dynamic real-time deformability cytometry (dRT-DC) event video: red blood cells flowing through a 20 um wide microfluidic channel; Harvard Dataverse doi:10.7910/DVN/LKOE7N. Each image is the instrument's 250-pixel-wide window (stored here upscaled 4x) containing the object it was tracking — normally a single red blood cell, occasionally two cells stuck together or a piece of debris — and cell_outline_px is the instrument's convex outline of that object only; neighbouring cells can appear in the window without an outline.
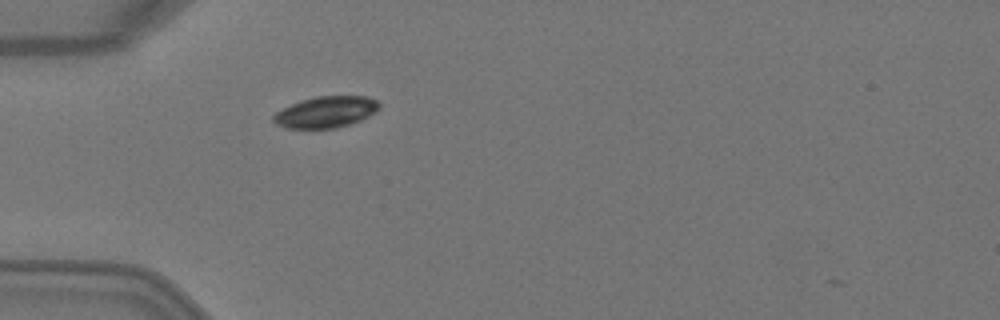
{"species": "Egyptian fruit bat (a non-hibernating species)", "species_latin": "Rousettus aegyptiacus", "temperature_condition": "warm", "stored_images_in_passage": 1, "camera_frame_rate_fps": 3000, "um_per_image_px": 0.085, "animal": {"sex": "female"}, "frame": {"image": 1, "passage_image": 1, "time_ms": 0.0, "image_size_px": [1000, 320], "cell_outline_px": [[380, 108], [376, 112], [360, 120], [336, 128], [284, 128], [276, 124], [272, 120], [272, 116], [276, 112], [300, 100], [316, 96], [368, 96], [376, 100], [380, 104]], "centroid_in_image_um": [27.7, 9.51], "position_along_channel_um": 57.3, "area_um2": 19.31}}